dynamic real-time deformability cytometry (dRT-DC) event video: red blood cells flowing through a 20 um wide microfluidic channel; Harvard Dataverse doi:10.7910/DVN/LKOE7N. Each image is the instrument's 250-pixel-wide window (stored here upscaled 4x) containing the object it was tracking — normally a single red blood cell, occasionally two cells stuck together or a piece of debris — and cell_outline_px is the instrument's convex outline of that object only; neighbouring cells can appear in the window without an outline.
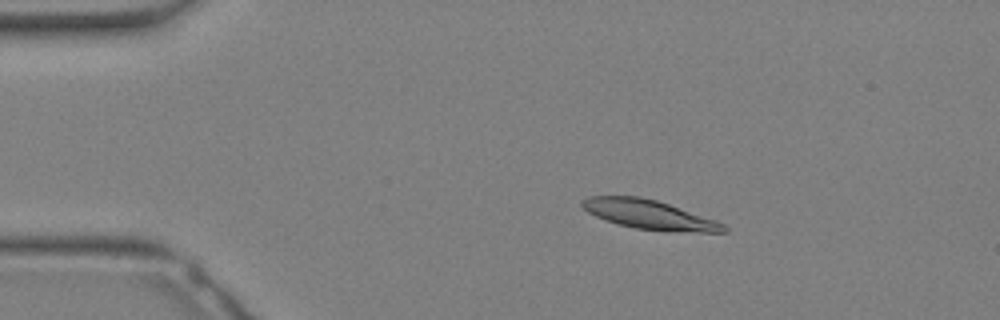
{"species": "Egyptian fruit bat (a non-hibernating species)", "species_latin": "Rousettus aegyptiacus", "temperature_condition": "warm", "stored_images_in_passage": 14, "camera_frame_rate_fps": 3000, "um_per_image_px": 0.085, "animal": {"sex": "female"}, "frame": {"image": 1, "passage_image": 6, "time_ms": 1.667, "image_size_px": [1000, 320], "cell_outline_px": [[728, 232], [700, 232], [636, 228], [616, 224], [596, 216], [588, 212], [580, 204], [580, 200], [588, 196], [640, 196], [656, 200], [716, 220], [724, 224], [728, 228]], "centroid_in_image_um": [55.16, 18.22], "position_along_channel_um": 29.8, "area_um2": 23.76}}
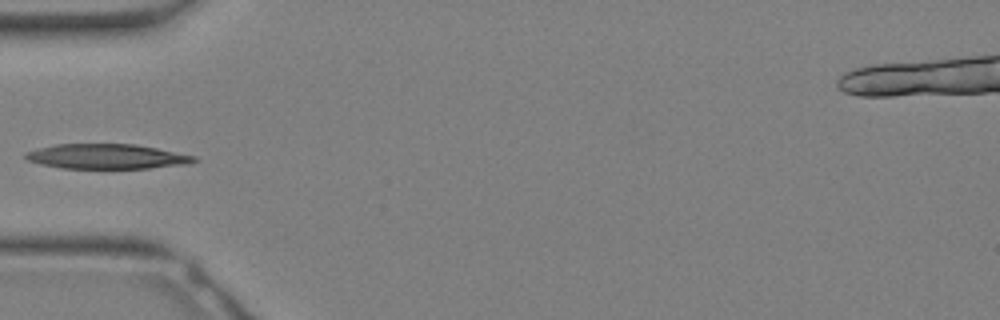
{"frame": {"image": 2, "passage_image": 11, "time_ms": 3.333, "image_size_px": [1000, 320], "cell_outline_px": [[200, 160], [188, 164], [148, 168], [60, 168], [40, 164], [28, 160], [24, 156], [24, 152], [36, 148], [56, 144], [136, 144], [196, 156]], "centroid_in_image_um": [9.06, 13.29], "position_along_channel_um": 75.9, "area_um2": 24.51}}
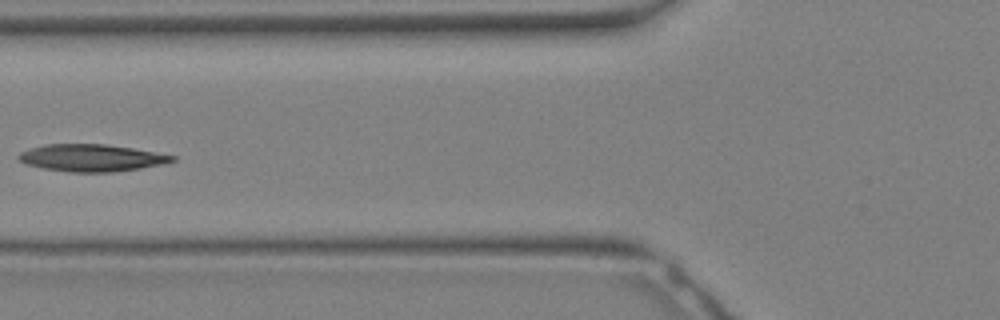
{"frame": {"image": 3, "passage_image": 13, "time_ms": 4.0, "image_size_px": [1000, 320], "cell_outline_px": [[176, 160], [164, 164], [140, 168], [112, 172], [68, 172], [44, 168], [28, 164], [20, 160], [16, 156], [20, 152], [44, 144], [104, 144], [132, 148], [176, 156]], "centroid_in_image_um": [7.79, 13.42], "position_along_channel_um": 118.0, "area_um2": 24.1}}